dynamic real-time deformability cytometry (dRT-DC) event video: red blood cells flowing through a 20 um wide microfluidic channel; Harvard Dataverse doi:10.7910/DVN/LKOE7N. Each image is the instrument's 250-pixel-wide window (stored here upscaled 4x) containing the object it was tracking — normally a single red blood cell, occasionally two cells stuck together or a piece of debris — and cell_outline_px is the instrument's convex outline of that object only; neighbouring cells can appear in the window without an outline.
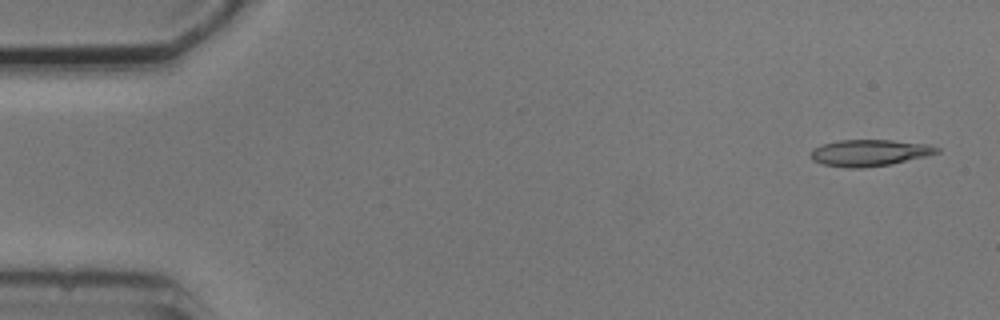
{"species": "common noctule bat (a hibernating species)", "species_latin": "Nyctalus noctula", "temperature_condition": "cold", "stored_images_in_passage": 4, "camera_frame_rate_fps": 3000, "um_per_image_px": 0.085, "animal": {"sex": "male", "body_mass_g": 20.5, "forearm_length_mm": 52.5}, "frame": {"image": 1, "passage_image": 1, "time_ms": 0.0, "image_size_px": [1000, 320], "cell_outline_px": [[940, 152], [928, 156], [892, 164], [864, 168], [848, 168], [820, 164], [812, 160], [808, 156], [812, 148], [824, 144], [840, 140], [892, 140], [928, 144], [940, 148]], "centroid_in_image_um": [73.89, 13.0], "position_along_channel_um": 11.1, "area_um2": 19.83}}